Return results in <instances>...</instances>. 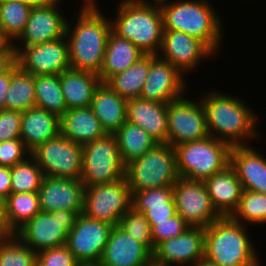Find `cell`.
<instances>
[{
	"mask_svg": "<svg viewBox=\"0 0 266 266\" xmlns=\"http://www.w3.org/2000/svg\"><path fill=\"white\" fill-rule=\"evenodd\" d=\"M97 2L83 0L78 14L72 16L73 24L67 20L65 33L71 69L95 74H99L102 68L107 40L112 31L111 18L104 16Z\"/></svg>",
	"mask_w": 266,
	"mask_h": 266,
	"instance_id": "6da1fadb",
	"label": "cell"
},
{
	"mask_svg": "<svg viewBox=\"0 0 266 266\" xmlns=\"http://www.w3.org/2000/svg\"><path fill=\"white\" fill-rule=\"evenodd\" d=\"M205 111L209 136L226 142L231 147L251 145L248 140L260 138L258 112L238 96L210 90L199 96ZM259 134V135H258ZM247 140V141H246Z\"/></svg>",
	"mask_w": 266,
	"mask_h": 266,
	"instance_id": "7a4b0ae2",
	"label": "cell"
},
{
	"mask_svg": "<svg viewBox=\"0 0 266 266\" xmlns=\"http://www.w3.org/2000/svg\"><path fill=\"white\" fill-rule=\"evenodd\" d=\"M170 1L159 5L163 29L184 32L204 42L215 54L219 52L223 42V20L210 0Z\"/></svg>",
	"mask_w": 266,
	"mask_h": 266,
	"instance_id": "3957f363",
	"label": "cell"
},
{
	"mask_svg": "<svg viewBox=\"0 0 266 266\" xmlns=\"http://www.w3.org/2000/svg\"><path fill=\"white\" fill-rule=\"evenodd\" d=\"M246 228L230 216L211 223L204 229V257L220 266H260Z\"/></svg>",
	"mask_w": 266,
	"mask_h": 266,
	"instance_id": "277c9868",
	"label": "cell"
},
{
	"mask_svg": "<svg viewBox=\"0 0 266 266\" xmlns=\"http://www.w3.org/2000/svg\"><path fill=\"white\" fill-rule=\"evenodd\" d=\"M112 31L135 44L145 55H158L163 37V17L159 5L133 0L118 2Z\"/></svg>",
	"mask_w": 266,
	"mask_h": 266,
	"instance_id": "5b68a950",
	"label": "cell"
},
{
	"mask_svg": "<svg viewBox=\"0 0 266 266\" xmlns=\"http://www.w3.org/2000/svg\"><path fill=\"white\" fill-rule=\"evenodd\" d=\"M174 148L179 177L205 181L230 165L231 146L212 136Z\"/></svg>",
	"mask_w": 266,
	"mask_h": 266,
	"instance_id": "8992f818",
	"label": "cell"
},
{
	"mask_svg": "<svg viewBox=\"0 0 266 266\" xmlns=\"http://www.w3.org/2000/svg\"><path fill=\"white\" fill-rule=\"evenodd\" d=\"M124 177L131 194L173 186L179 178L175 148L169 143H157L140 158L125 166Z\"/></svg>",
	"mask_w": 266,
	"mask_h": 266,
	"instance_id": "52a82bcc",
	"label": "cell"
},
{
	"mask_svg": "<svg viewBox=\"0 0 266 266\" xmlns=\"http://www.w3.org/2000/svg\"><path fill=\"white\" fill-rule=\"evenodd\" d=\"M82 176L85 187L110 183L124 178L122 163L115 134H105L82 146Z\"/></svg>",
	"mask_w": 266,
	"mask_h": 266,
	"instance_id": "ba28073f",
	"label": "cell"
},
{
	"mask_svg": "<svg viewBox=\"0 0 266 266\" xmlns=\"http://www.w3.org/2000/svg\"><path fill=\"white\" fill-rule=\"evenodd\" d=\"M79 215L66 210L40 211L14 234L35 252L63 246Z\"/></svg>",
	"mask_w": 266,
	"mask_h": 266,
	"instance_id": "9c48e42d",
	"label": "cell"
},
{
	"mask_svg": "<svg viewBox=\"0 0 266 266\" xmlns=\"http://www.w3.org/2000/svg\"><path fill=\"white\" fill-rule=\"evenodd\" d=\"M132 194L124 178L85 187L82 214L117 226L131 208Z\"/></svg>",
	"mask_w": 266,
	"mask_h": 266,
	"instance_id": "30bf717a",
	"label": "cell"
},
{
	"mask_svg": "<svg viewBox=\"0 0 266 266\" xmlns=\"http://www.w3.org/2000/svg\"><path fill=\"white\" fill-rule=\"evenodd\" d=\"M31 156L47 177L81 179L82 145L65 138L61 133L31 151Z\"/></svg>",
	"mask_w": 266,
	"mask_h": 266,
	"instance_id": "8fae6325",
	"label": "cell"
},
{
	"mask_svg": "<svg viewBox=\"0 0 266 266\" xmlns=\"http://www.w3.org/2000/svg\"><path fill=\"white\" fill-rule=\"evenodd\" d=\"M205 111L201 100L189 96L167 103V143L175 147L208 137Z\"/></svg>",
	"mask_w": 266,
	"mask_h": 266,
	"instance_id": "7c38bea8",
	"label": "cell"
},
{
	"mask_svg": "<svg viewBox=\"0 0 266 266\" xmlns=\"http://www.w3.org/2000/svg\"><path fill=\"white\" fill-rule=\"evenodd\" d=\"M176 212L190 227L206 228L221 216L214 209L204 181L179 177L173 185Z\"/></svg>",
	"mask_w": 266,
	"mask_h": 266,
	"instance_id": "4fadbf2b",
	"label": "cell"
},
{
	"mask_svg": "<svg viewBox=\"0 0 266 266\" xmlns=\"http://www.w3.org/2000/svg\"><path fill=\"white\" fill-rule=\"evenodd\" d=\"M62 0L32 7L29 18L21 35L12 43L14 55L25 46L51 42L65 36L68 18L58 7ZM67 18V19H66ZM19 41V42H18ZM19 43L20 45H15Z\"/></svg>",
	"mask_w": 266,
	"mask_h": 266,
	"instance_id": "5bb4252c",
	"label": "cell"
},
{
	"mask_svg": "<svg viewBox=\"0 0 266 266\" xmlns=\"http://www.w3.org/2000/svg\"><path fill=\"white\" fill-rule=\"evenodd\" d=\"M14 61L26 73L36 75L61 74L71 68L66 36L34 46L22 47Z\"/></svg>",
	"mask_w": 266,
	"mask_h": 266,
	"instance_id": "9a60e30c",
	"label": "cell"
},
{
	"mask_svg": "<svg viewBox=\"0 0 266 266\" xmlns=\"http://www.w3.org/2000/svg\"><path fill=\"white\" fill-rule=\"evenodd\" d=\"M113 226L82 213L67 235L66 246L78 263L100 261Z\"/></svg>",
	"mask_w": 266,
	"mask_h": 266,
	"instance_id": "2e32d148",
	"label": "cell"
},
{
	"mask_svg": "<svg viewBox=\"0 0 266 266\" xmlns=\"http://www.w3.org/2000/svg\"><path fill=\"white\" fill-rule=\"evenodd\" d=\"M162 53V54H161ZM216 54L201 40L184 32L163 30L162 45L158 56L169 61L186 76L202 61Z\"/></svg>",
	"mask_w": 266,
	"mask_h": 266,
	"instance_id": "e0dca14e",
	"label": "cell"
},
{
	"mask_svg": "<svg viewBox=\"0 0 266 266\" xmlns=\"http://www.w3.org/2000/svg\"><path fill=\"white\" fill-rule=\"evenodd\" d=\"M169 61L158 55H150V67L144 83L141 99L169 103L187 95V79ZM186 93V94H185Z\"/></svg>",
	"mask_w": 266,
	"mask_h": 266,
	"instance_id": "ac0fdd59",
	"label": "cell"
},
{
	"mask_svg": "<svg viewBox=\"0 0 266 266\" xmlns=\"http://www.w3.org/2000/svg\"><path fill=\"white\" fill-rule=\"evenodd\" d=\"M204 258V228L189 227L181 235L159 243L152 252L155 266H193Z\"/></svg>",
	"mask_w": 266,
	"mask_h": 266,
	"instance_id": "d6986e66",
	"label": "cell"
},
{
	"mask_svg": "<svg viewBox=\"0 0 266 266\" xmlns=\"http://www.w3.org/2000/svg\"><path fill=\"white\" fill-rule=\"evenodd\" d=\"M84 190L80 179L44 176L38 191L40 209L47 213L66 210L81 214Z\"/></svg>",
	"mask_w": 266,
	"mask_h": 266,
	"instance_id": "ffe728a7",
	"label": "cell"
},
{
	"mask_svg": "<svg viewBox=\"0 0 266 266\" xmlns=\"http://www.w3.org/2000/svg\"><path fill=\"white\" fill-rule=\"evenodd\" d=\"M99 263L101 266H149L152 252L117 225L111 229Z\"/></svg>",
	"mask_w": 266,
	"mask_h": 266,
	"instance_id": "44dd1931",
	"label": "cell"
},
{
	"mask_svg": "<svg viewBox=\"0 0 266 266\" xmlns=\"http://www.w3.org/2000/svg\"><path fill=\"white\" fill-rule=\"evenodd\" d=\"M230 165L243 190L266 194V158L252 145L231 147Z\"/></svg>",
	"mask_w": 266,
	"mask_h": 266,
	"instance_id": "7402d4cb",
	"label": "cell"
},
{
	"mask_svg": "<svg viewBox=\"0 0 266 266\" xmlns=\"http://www.w3.org/2000/svg\"><path fill=\"white\" fill-rule=\"evenodd\" d=\"M126 112L128 122L143 128L157 143H167V103L132 98Z\"/></svg>",
	"mask_w": 266,
	"mask_h": 266,
	"instance_id": "603a6c76",
	"label": "cell"
},
{
	"mask_svg": "<svg viewBox=\"0 0 266 266\" xmlns=\"http://www.w3.org/2000/svg\"><path fill=\"white\" fill-rule=\"evenodd\" d=\"M214 209L228 217L237 209L243 191L235 169L228 165L204 181Z\"/></svg>",
	"mask_w": 266,
	"mask_h": 266,
	"instance_id": "cb8c5ba5",
	"label": "cell"
},
{
	"mask_svg": "<svg viewBox=\"0 0 266 266\" xmlns=\"http://www.w3.org/2000/svg\"><path fill=\"white\" fill-rule=\"evenodd\" d=\"M131 207L143 213L152 228L156 222L166 221L177 213L173 186L135 191L132 193Z\"/></svg>",
	"mask_w": 266,
	"mask_h": 266,
	"instance_id": "d4e9b609",
	"label": "cell"
},
{
	"mask_svg": "<svg viewBox=\"0 0 266 266\" xmlns=\"http://www.w3.org/2000/svg\"><path fill=\"white\" fill-rule=\"evenodd\" d=\"M127 101L105 83L95 89L90 108L107 134H114L127 121Z\"/></svg>",
	"mask_w": 266,
	"mask_h": 266,
	"instance_id": "484cf974",
	"label": "cell"
},
{
	"mask_svg": "<svg viewBox=\"0 0 266 266\" xmlns=\"http://www.w3.org/2000/svg\"><path fill=\"white\" fill-rule=\"evenodd\" d=\"M60 133V118L42 108L22 112L20 139L30 150L51 140Z\"/></svg>",
	"mask_w": 266,
	"mask_h": 266,
	"instance_id": "4316f807",
	"label": "cell"
},
{
	"mask_svg": "<svg viewBox=\"0 0 266 266\" xmlns=\"http://www.w3.org/2000/svg\"><path fill=\"white\" fill-rule=\"evenodd\" d=\"M67 110L90 107L95 89L100 85L98 74L68 69L59 74Z\"/></svg>",
	"mask_w": 266,
	"mask_h": 266,
	"instance_id": "83f0119b",
	"label": "cell"
},
{
	"mask_svg": "<svg viewBox=\"0 0 266 266\" xmlns=\"http://www.w3.org/2000/svg\"><path fill=\"white\" fill-rule=\"evenodd\" d=\"M60 133L82 146L106 134L90 107L68 109L60 117Z\"/></svg>",
	"mask_w": 266,
	"mask_h": 266,
	"instance_id": "f1b7e54d",
	"label": "cell"
},
{
	"mask_svg": "<svg viewBox=\"0 0 266 266\" xmlns=\"http://www.w3.org/2000/svg\"><path fill=\"white\" fill-rule=\"evenodd\" d=\"M144 55L135 44L111 31L107 40L103 65L98 74L101 83L125 71Z\"/></svg>",
	"mask_w": 266,
	"mask_h": 266,
	"instance_id": "f546056e",
	"label": "cell"
},
{
	"mask_svg": "<svg viewBox=\"0 0 266 266\" xmlns=\"http://www.w3.org/2000/svg\"><path fill=\"white\" fill-rule=\"evenodd\" d=\"M40 211L38 192L10 193L6 198L2 221L5 230L14 234Z\"/></svg>",
	"mask_w": 266,
	"mask_h": 266,
	"instance_id": "4dcf8cb0",
	"label": "cell"
},
{
	"mask_svg": "<svg viewBox=\"0 0 266 266\" xmlns=\"http://www.w3.org/2000/svg\"><path fill=\"white\" fill-rule=\"evenodd\" d=\"M122 163L126 166L152 149L157 142L140 126L126 121L115 133Z\"/></svg>",
	"mask_w": 266,
	"mask_h": 266,
	"instance_id": "1f68e13d",
	"label": "cell"
},
{
	"mask_svg": "<svg viewBox=\"0 0 266 266\" xmlns=\"http://www.w3.org/2000/svg\"><path fill=\"white\" fill-rule=\"evenodd\" d=\"M150 67V55H144L131 67L110 77L105 84L125 99L140 98Z\"/></svg>",
	"mask_w": 266,
	"mask_h": 266,
	"instance_id": "d6a6232c",
	"label": "cell"
},
{
	"mask_svg": "<svg viewBox=\"0 0 266 266\" xmlns=\"http://www.w3.org/2000/svg\"><path fill=\"white\" fill-rule=\"evenodd\" d=\"M36 107L34 75L24 72L14 61L12 77L5 97V109L25 112Z\"/></svg>",
	"mask_w": 266,
	"mask_h": 266,
	"instance_id": "836d02e7",
	"label": "cell"
},
{
	"mask_svg": "<svg viewBox=\"0 0 266 266\" xmlns=\"http://www.w3.org/2000/svg\"><path fill=\"white\" fill-rule=\"evenodd\" d=\"M36 107L42 108L59 118L67 111L57 74L34 76Z\"/></svg>",
	"mask_w": 266,
	"mask_h": 266,
	"instance_id": "e575fe53",
	"label": "cell"
},
{
	"mask_svg": "<svg viewBox=\"0 0 266 266\" xmlns=\"http://www.w3.org/2000/svg\"><path fill=\"white\" fill-rule=\"evenodd\" d=\"M31 9L20 0H0V29L12 43L23 32Z\"/></svg>",
	"mask_w": 266,
	"mask_h": 266,
	"instance_id": "d590c367",
	"label": "cell"
},
{
	"mask_svg": "<svg viewBox=\"0 0 266 266\" xmlns=\"http://www.w3.org/2000/svg\"><path fill=\"white\" fill-rule=\"evenodd\" d=\"M10 174L11 193L38 192L44 177L42 169L31 155L10 167Z\"/></svg>",
	"mask_w": 266,
	"mask_h": 266,
	"instance_id": "8d00e7d4",
	"label": "cell"
},
{
	"mask_svg": "<svg viewBox=\"0 0 266 266\" xmlns=\"http://www.w3.org/2000/svg\"><path fill=\"white\" fill-rule=\"evenodd\" d=\"M245 225L266 224V194L243 190L237 209L230 216Z\"/></svg>",
	"mask_w": 266,
	"mask_h": 266,
	"instance_id": "74e56055",
	"label": "cell"
},
{
	"mask_svg": "<svg viewBox=\"0 0 266 266\" xmlns=\"http://www.w3.org/2000/svg\"><path fill=\"white\" fill-rule=\"evenodd\" d=\"M37 252L23 243L15 234L0 240V266H34Z\"/></svg>",
	"mask_w": 266,
	"mask_h": 266,
	"instance_id": "f35d334b",
	"label": "cell"
},
{
	"mask_svg": "<svg viewBox=\"0 0 266 266\" xmlns=\"http://www.w3.org/2000/svg\"><path fill=\"white\" fill-rule=\"evenodd\" d=\"M118 225L126 234L143 243L151 252H153L151 226L143 213L137 212L133 207H131L121 217Z\"/></svg>",
	"mask_w": 266,
	"mask_h": 266,
	"instance_id": "ab89813d",
	"label": "cell"
},
{
	"mask_svg": "<svg viewBox=\"0 0 266 266\" xmlns=\"http://www.w3.org/2000/svg\"><path fill=\"white\" fill-rule=\"evenodd\" d=\"M189 227L190 226L177 213L166 221L156 222V225L151 228L153 250L159 243L181 235Z\"/></svg>",
	"mask_w": 266,
	"mask_h": 266,
	"instance_id": "60d3db41",
	"label": "cell"
},
{
	"mask_svg": "<svg viewBox=\"0 0 266 266\" xmlns=\"http://www.w3.org/2000/svg\"><path fill=\"white\" fill-rule=\"evenodd\" d=\"M30 155L31 151L20 138L0 143V166L13 167L26 160Z\"/></svg>",
	"mask_w": 266,
	"mask_h": 266,
	"instance_id": "b9f144b4",
	"label": "cell"
},
{
	"mask_svg": "<svg viewBox=\"0 0 266 266\" xmlns=\"http://www.w3.org/2000/svg\"><path fill=\"white\" fill-rule=\"evenodd\" d=\"M37 261L42 266H76L78 264L66 245L37 252Z\"/></svg>",
	"mask_w": 266,
	"mask_h": 266,
	"instance_id": "7bdbcfd3",
	"label": "cell"
},
{
	"mask_svg": "<svg viewBox=\"0 0 266 266\" xmlns=\"http://www.w3.org/2000/svg\"><path fill=\"white\" fill-rule=\"evenodd\" d=\"M22 112L4 109L0 111V143L20 138Z\"/></svg>",
	"mask_w": 266,
	"mask_h": 266,
	"instance_id": "ee69618b",
	"label": "cell"
},
{
	"mask_svg": "<svg viewBox=\"0 0 266 266\" xmlns=\"http://www.w3.org/2000/svg\"><path fill=\"white\" fill-rule=\"evenodd\" d=\"M12 77V64L0 74V111L5 109V97Z\"/></svg>",
	"mask_w": 266,
	"mask_h": 266,
	"instance_id": "f6af8a7d",
	"label": "cell"
},
{
	"mask_svg": "<svg viewBox=\"0 0 266 266\" xmlns=\"http://www.w3.org/2000/svg\"><path fill=\"white\" fill-rule=\"evenodd\" d=\"M11 193L10 167L0 166V194L5 198Z\"/></svg>",
	"mask_w": 266,
	"mask_h": 266,
	"instance_id": "bcb514c9",
	"label": "cell"
},
{
	"mask_svg": "<svg viewBox=\"0 0 266 266\" xmlns=\"http://www.w3.org/2000/svg\"><path fill=\"white\" fill-rule=\"evenodd\" d=\"M0 55H14L12 42L4 35L0 29Z\"/></svg>",
	"mask_w": 266,
	"mask_h": 266,
	"instance_id": "7dc6e473",
	"label": "cell"
},
{
	"mask_svg": "<svg viewBox=\"0 0 266 266\" xmlns=\"http://www.w3.org/2000/svg\"><path fill=\"white\" fill-rule=\"evenodd\" d=\"M14 62V55H0V74Z\"/></svg>",
	"mask_w": 266,
	"mask_h": 266,
	"instance_id": "c3c4849f",
	"label": "cell"
},
{
	"mask_svg": "<svg viewBox=\"0 0 266 266\" xmlns=\"http://www.w3.org/2000/svg\"><path fill=\"white\" fill-rule=\"evenodd\" d=\"M20 1H22L24 4H27L31 7H39V6L52 3L56 0H20Z\"/></svg>",
	"mask_w": 266,
	"mask_h": 266,
	"instance_id": "681fc988",
	"label": "cell"
},
{
	"mask_svg": "<svg viewBox=\"0 0 266 266\" xmlns=\"http://www.w3.org/2000/svg\"><path fill=\"white\" fill-rule=\"evenodd\" d=\"M133 1L139 2V3H142V4H156V5H161V4L165 3V2H169L170 0H133Z\"/></svg>",
	"mask_w": 266,
	"mask_h": 266,
	"instance_id": "f907efd6",
	"label": "cell"
},
{
	"mask_svg": "<svg viewBox=\"0 0 266 266\" xmlns=\"http://www.w3.org/2000/svg\"><path fill=\"white\" fill-rule=\"evenodd\" d=\"M5 202L6 198L0 194V219L3 221L5 213Z\"/></svg>",
	"mask_w": 266,
	"mask_h": 266,
	"instance_id": "816d5d0a",
	"label": "cell"
},
{
	"mask_svg": "<svg viewBox=\"0 0 266 266\" xmlns=\"http://www.w3.org/2000/svg\"><path fill=\"white\" fill-rule=\"evenodd\" d=\"M193 266H220L218 264L212 263L211 261L207 260L205 257L200 259L195 265Z\"/></svg>",
	"mask_w": 266,
	"mask_h": 266,
	"instance_id": "f5cc1de1",
	"label": "cell"
},
{
	"mask_svg": "<svg viewBox=\"0 0 266 266\" xmlns=\"http://www.w3.org/2000/svg\"><path fill=\"white\" fill-rule=\"evenodd\" d=\"M9 233L5 230L2 220L0 219V240L4 239Z\"/></svg>",
	"mask_w": 266,
	"mask_h": 266,
	"instance_id": "db71d44e",
	"label": "cell"
},
{
	"mask_svg": "<svg viewBox=\"0 0 266 266\" xmlns=\"http://www.w3.org/2000/svg\"><path fill=\"white\" fill-rule=\"evenodd\" d=\"M76 266H101L99 262L97 263H78Z\"/></svg>",
	"mask_w": 266,
	"mask_h": 266,
	"instance_id": "11a10c76",
	"label": "cell"
},
{
	"mask_svg": "<svg viewBox=\"0 0 266 266\" xmlns=\"http://www.w3.org/2000/svg\"><path fill=\"white\" fill-rule=\"evenodd\" d=\"M34 266H42V265L38 261H36Z\"/></svg>",
	"mask_w": 266,
	"mask_h": 266,
	"instance_id": "9f6ffc18",
	"label": "cell"
}]
</instances>
